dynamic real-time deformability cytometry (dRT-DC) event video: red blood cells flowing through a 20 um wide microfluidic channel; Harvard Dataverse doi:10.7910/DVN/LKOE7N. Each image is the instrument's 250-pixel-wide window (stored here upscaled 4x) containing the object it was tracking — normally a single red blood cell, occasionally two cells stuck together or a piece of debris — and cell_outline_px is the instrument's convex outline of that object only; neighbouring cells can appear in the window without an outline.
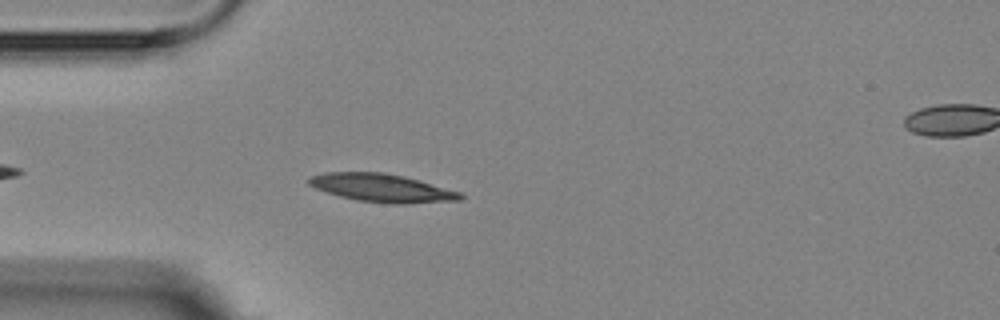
{"species": "Egyptian fruit bat (a non-hibernating species)", "species_latin": "Rousettus aegyptiacus", "temperature_condition": "room temperature", "stored_images_in_passage": 6, "segment_of_instrument_passage": [1, 2], "camera_frame_rate_fps": 3000, "um_per_image_px": 0.085, "animal": {"sex": "female"}, "frame": {"image": 1, "passage_image": 5, "time_ms": 4.667, "image_size_px": [1000, 320], "cell_outline_px": [[464, 196], [460, 200], [400, 204], [392, 204], [356, 200], [340, 196], [316, 188], [308, 184], [308, 180], [312, 176], [324, 172], [384, 172], [404, 176], [460, 192]], "centroid_in_image_um": [32.45, 15.97], "position_along_channel_um": 52.5, "area_um2": 24.57}}